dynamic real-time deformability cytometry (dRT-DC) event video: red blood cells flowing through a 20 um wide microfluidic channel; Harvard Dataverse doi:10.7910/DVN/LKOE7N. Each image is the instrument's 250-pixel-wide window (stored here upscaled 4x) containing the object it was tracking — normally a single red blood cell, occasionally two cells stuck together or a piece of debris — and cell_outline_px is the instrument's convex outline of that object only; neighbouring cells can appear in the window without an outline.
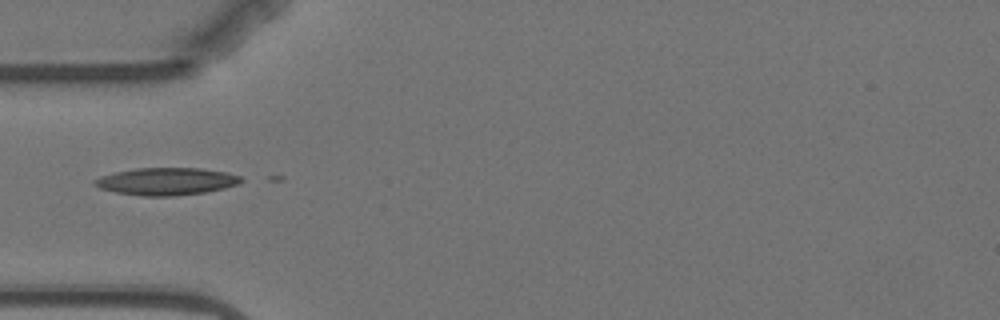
{"species": "Egyptian fruit bat (a non-hibernating species)", "species_latin": "Rousettus aegyptiacus", "temperature_condition": "warm", "stored_images_in_passage": 2, "camera_frame_rate_fps": 3000, "um_per_image_px": 0.085, "animal": {"sex": "female"}, "frame": {"image": 1, "passage_image": 1, "time_ms": 0.0, "image_size_px": [1000, 320], "cell_outline_px": [[244, 180], [236, 184], [224, 188], [204, 192], [172, 196], [144, 196], [116, 192], [100, 188], [92, 184], [92, 180], [100, 176], [116, 172], [136, 168], [200, 168], [228, 172], [240, 176]], "centroid_in_image_um": [14.12, 15.41], "position_along_channel_um": 70.9, "area_um2": 23.29}}
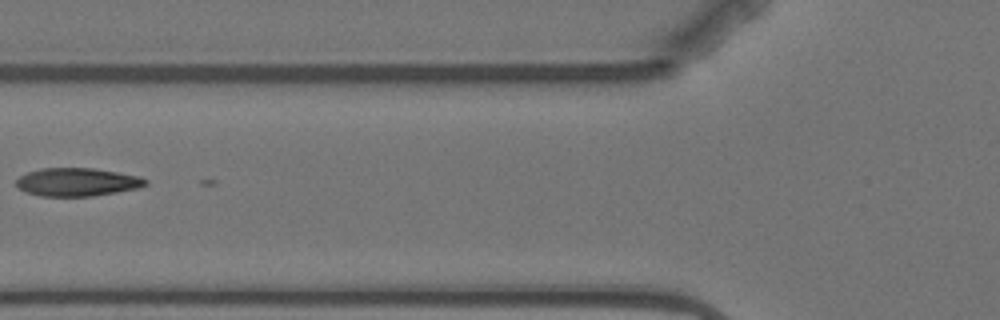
{"frame": {"image": 2, "passage_image": 2, "time_ms": 1.333, "image_size_px": [1000, 320], "cell_outline_px": [[148, 184], [140, 188], [92, 196], [40, 196], [24, 192], [16, 184], [16, 180], [20, 176], [28, 172], [40, 168], [92, 168], [140, 176], [148, 180]], "centroid_in_image_um": [6.57, 15.47], "position_along_channel_um": 119.2, "area_um2": 21.27}}